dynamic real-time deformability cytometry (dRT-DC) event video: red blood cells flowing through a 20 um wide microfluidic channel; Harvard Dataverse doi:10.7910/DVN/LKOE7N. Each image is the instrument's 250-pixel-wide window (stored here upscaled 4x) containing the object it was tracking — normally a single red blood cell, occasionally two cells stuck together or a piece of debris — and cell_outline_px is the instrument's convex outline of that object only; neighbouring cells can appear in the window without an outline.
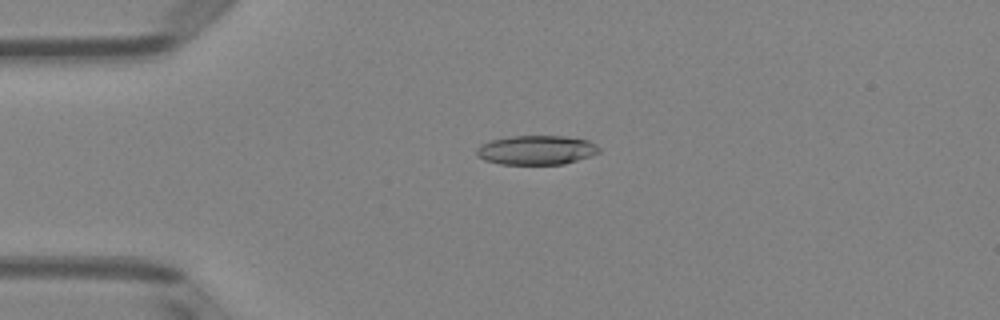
{"species": "Egyptian fruit bat (a non-hibernating species)", "species_latin": "Rousettus aegyptiacus", "temperature_condition": "room temperature", "stored_images_in_passage": 41, "camera_frame_rate_fps": 3000, "um_per_image_px": 0.085, "animal": {"sex": "female"}, "frame": {"image": 1, "passage_image": 2, "time_ms": 0.333, "image_size_px": [1000, 320], "cell_outline_px": [[600, 152], [564, 164], [500, 164], [484, 160], [476, 152], [476, 148], [480, 144], [492, 140], [512, 136], [564, 136], [588, 140], [596, 144], [600, 148]], "centroid_in_image_um": [45.59, 12.75], "position_along_channel_um": 39.4, "area_um2": 20.75}}
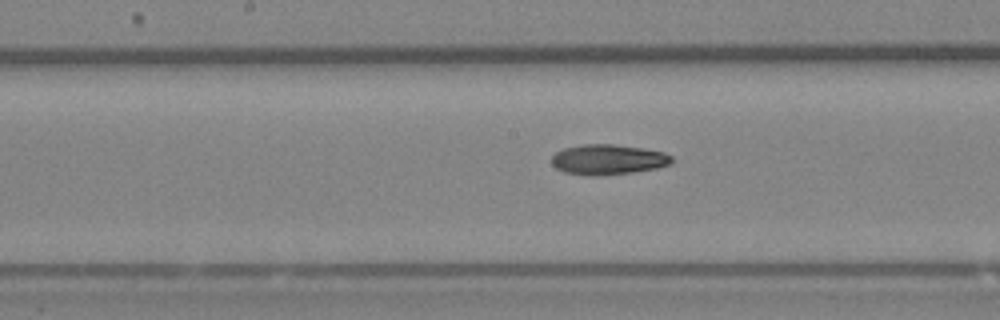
{"frame": {"image": 2, "passage_image": 16, "time_ms": 5.0, "image_size_px": [1000, 320], "cell_outline_px": [[672, 160], [668, 164], [656, 168], [632, 172], [596, 176], [592, 176], [564, 172], [556, 168], [552, 164], [552, 156], [556, 152], [564, 148], [584, 144], [612, 144], [640, 148], [664, 152], [672, 156]], "centroid_in_image_um": [51.65, 13.56], "position_along_channel_um": 196.6, "area_um2": 20.92}}
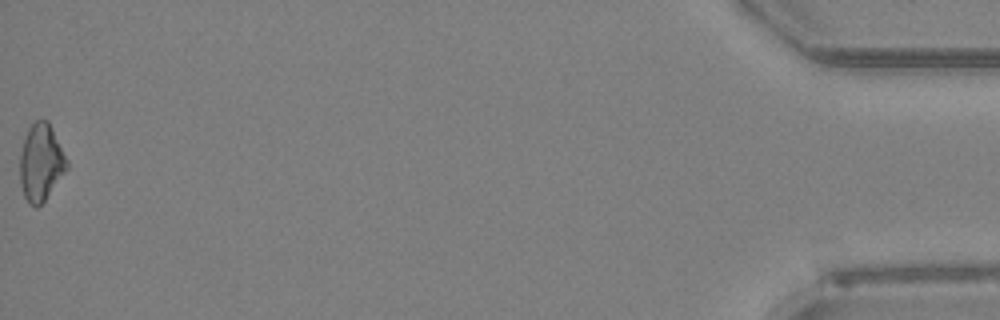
{"frame": {"image": 3, "passage_image": 41, "time_ms": 13.333, "image_size_px": [1000, 320], "cell_outline_px": [[68, 168], [44, 200], [36, 208], [28, 204], [24, 196], [20, 184], [20, 156], [24, 140], [28, 128], [36, 120], [48, 120], [68, 160]], "centroid_in_image_um": [3.48, 13.82], "position_along_channel_um": 431.7, "area_um2": 20.92}, "authors_computed_cell_mechanics": {"area_um2": 20.7502, "velocity_mm_per_s": 4.0028, "shape_relaxation_time_tau1_ms": 3.1493, "shape_relaxation_time_tau2_ms": null, "deformation_change_tau1": 0.1262, "deformation_change_tau2": null}}